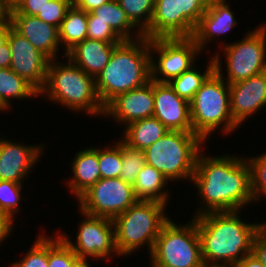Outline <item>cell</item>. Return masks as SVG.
Returning <instances> with one entry per match:
<instances>
[{
  "label": "cell",
  "instance_id": "31",
  "mask_svg": "<svg viewBox=\"0 0 266 267\" xmlns=\"http://www.w3.org/2000/svg\"><path fill=\"white\" fill-rule=\"evenodd\" d=\"M78 259L58 234L54 238L48 235V267H72Z\"/></svg>",
  "mask_w": 266,
  "mask_h": 267
},
{
  "label": "cell",
  "instance_id": "39",
  "mask_svg": "<svg viewBox=\"0 0 266 267\" xmlns=\"http://www.w3.org/2000/svg\"><path fill=\"white\" fill-rule=\"evenodd\" d=\"M252 253L266 267V222L261 223L255 233Z\"/></svg>",
  "mask_w": 266,
  "mask_h": 267
},
{
  "label": "cell",
  "instance_id": "8",
  "mask_svg": "<svg viewBox=\"0 0 266 267\" xmlns=\"http://www.w3.org/2000/svg\"><path fill=\"white\" fill-rule=\"evenodd\" d=\"M149 257L153 267H205L195 218L185 225L170 219L156 238Z\"/></svg>",
  "mask_w": 266,
  "mask_h": 267
},
{
  "label": "cell",
  "instance_id": "1",
  "mask_svg": "<svg viewBox=\"0 0 266 267\" xmlns=\"http://www.w3.org/2000/svg\"><path fill=\"white\" fill-rule=\"evenodd\" d=\"M200 197L193 217L209 213L241 210L255 203L251 190V169L246 158L199 153L192 178ZM202 207V208H201Z\"/></svg>",
  "mask_w": 266,
  "mask_h": 267
},
{
  "label": "cell",
  "instance_id": "18",
  "mask_svg": "<svg viewBox=\"0 0 266 267\" xmlns=\"http://www.w3.org/2000/svg\"><path fill=\"white\" fill-rule=\"evenodd\" d=\"M154 114L172 131L193 132L189 102L179 97L168 83L153 81Z\"/></svg>",
  "mask_w": 266,
  "mask_h": 267
},
{
  "label": "cell",
  "instance_id": "25",
  "mask_svg": "<svg viewBox=\"0 0 266 267\" xmlns=\"http://www.w3.org/2000/svg\"><path fill=\"white\" fill-rule=\"evenodd\" d=\"M121 141L127 146L145 150L169 130L155 117L144 118L124 126Z\"/></svg>",
  "mask_w": 266,
  "mask_h": 267
},
{
  "label": "cell",
  "instance_id": "7",
  "mask_svg": "<svg viewBox=\"0 0 266 267\" xmlns=\"http://www.w3.org/2000/svg\"><path fill=\"white\" fill-rule=\"evenodd\" d=\"M229 99V84L214 71L189 102L193 133L207 141L219 128L229 135L240 128L231 116Z\"/></svg>",
  "mask_w": 266,
  "mask_h": 267
},
{
  "label": "cell",
  "instance_id": "11",
  "mask_svg": "<svg viewBox=\"0 0 266 267\" xmlns=\"http://www.w3.org/2000/svg\"><path fill=\"white\" fill-rule=\"evenodd\" d=\"M149 49L151 80L158 83H168L195 66L202 53L192 37L149 39Z\"/></svg>",
  "mask_w": 266,
  "mask_h": 267
},
{
  "label": "cell",
  "instance_id": "27",
  "mask_svg": "<svg viewBox=\"0 0 266 267\" xmlns=\"http://www.w3.org/2000/svg\"><path fill=\"white\" fill-rule=\"evenodd\" d=\"M87 16V12L74 4L68 9L59 28L60 43L62 48H65L63 57H66V53L76 44L87 38Z\"/></svg>",
  "mask_w": 266,
  "mask_h": 267
},
{
  "label": "cell",
  "instance_id": "34",
  "mask_svg": "<svg viewBox=\"0 0 266 267\" xmlns=\"http://www.w3.org/2000/svg\"><path fill=\"white\" fill-rule=\"evenodd\" d=\"M251 169V190L255 203L266 197V152L256 157H246Z\"/></svg>",
  "mask_w": 266,
  "mask_h": 267
},
{
  "label": "cell",
  "instance_id": "30",
  "mask_svg": "<svg viewBox=\"0 0 266 267\" xmlns=\"http://www.w3.org/2000/svg\"><path fill=\"white\" fill-rule=\"evenodd\" d=\"M98 164L101 178H120L122 168V141L114 142L113 146L98 148Z\"/></svg>",
  "mask_w": 266,
  "mask_h": 267
},
{
  "label": "cell",
  "instance_id": "15",
  "mask_svg": "<svg viewBox=\"0 0 266 267\" xmlns=\"http://www.w3.org/2000/svg\"><path fill=\"white\" fill-rule=\"evenodd\" d=\"M153 80L136 89L115 96L104 106V117H113L116 124L125 126L135 121L153 117Z\"/></svg>",
  "mask_w": 266,
  "mask_h": 267
},
{
  "label": "cell",
  "instance_id": "47",
  "mask_svg": "<svg viewBox=\"0 0 266 267\" xmlns=\"http://www.w3.org/2000/svg\"><path fill=\"white\" fill-rule=\"evenodd\" d=\"M12 6H14L16 0H7Z\"/></svg>",
  "mask_w": 266,
  "mask_h": 267
},
{
  "label": "cell",
  "instance_id": "14",
  "mask_svg": "<svg viewBox=\"0 0 266 267\" xmlns=\"http://www.w3.org/2000/svg\"><path fill=\"white\" fill-rule=\"evenodd\" d=\"M5 38L11 50L10 68L39 93L44 87L50 60L11 25L7 28Z\"/></svg>",
  "mask_w": 266,
  "mask_h": 267
},
{
  "label": "cell",
  "instance_id": "44",
  "mask_svg": "<svg viewBox=\"0 0 266 267\" xmlns=\"http://www.w3.org/2000/svg\"><path fill=\"white\" fill-rule=\"evenodd\" d=\"M232 267H265L259 259L253 254H247L240 262Z\"/></svg>",
  "mask_w": 266,
  "mask_h": 267
},
{
  "label": "cell",
  "instance_id": "2",
  "mask_svg": "<svg viewBox=\"0 0 266 267\" xmlns=\"http://www.w3.org/2000/svg\"><path fill=\"white\" fill-rule=\"evenodd\" d=\"M240 212H209L194 217L205 267H232L252 253L253 239L261 223H245Z\"/></svg>",
  "mask_w": 266,
  "mask_h": 267
},
{
  "label": "cell",
  "instance_id": "26",
  "mask_svg": "<svg viewBox=\"0 0 266 267\" xmlns=\"http://www.w3.org/2000/svg\"><path fill=\"white\" fill-rule=\"evenodd\" d=\"M39 97V93L11 68H0V108L11 109L12 99ZM8 109V110H7Z\"/></svg>",
  "mask_w": 266,
  "mask_h": 267
},
{
  "label": "cell",
  "instance_id": "42",
  "mask_svg": "<svg viewBox=\"0 0 266 267\" xmlns=\"http://www.w3.org/2000/svg\"><path fill=\"white\" fill-rule=\"evenodd\" d=\"M110 0H74L73 4L87 12L90 13L95 8L101 7L103 4L108 3Z\"/></svg>",
  "mask_w": 266,
  "mask_h": 267
},
{
  "label": "cell",
  "instance_id": "19",
  "mask_svg": "<svg viewBox=\"0 0 266 267\" xmlns=\"http://www.w3.org/2000/svg\"><path fill=\"white\" fill-rule=\"evenodd\" d=\"M11 26L50 61L59 58V28L26 14H12Z\"/></svg>",
  "mask_w": 266,
  "mask_h": 267
},
{
  "label": "cell",
  "instance_id": "5",
  "mask_svg": "<svg viewBox=\"0 0 266 267\" xmlns=\"http://www.w3.org/2000/svg\"><path fill=\"white\" fill-rule=\"evenodd\" d=\"M166 206L156 201L137 200L125 212L112 219L119 256L132 255L147 244L150 255L156 238L171 219L165 213Z\"/></svg>",
  "mask_w": 266,
  "mask_h": 267
},
{
  "label": "cell",
  "instance_id": "45",
  "mask_svg": "<svg viewBox=\"0 0 266 267\" xmlns=\"http://www.w3.org/2000/svg\"><path fill=\"white\" fill-rule=\"evenodd\" d=\"M90 265L88 259H78L72 267H91Z\"/></svg>",
  "mask_w": 266,
  "mask_h": 267
},
{
  "label": "cell",
  "instance_id": "17",
  "mask_svg": "<svg viewBox=\"0 0 266 267\" xmlns=\"http://www.w3.org/2000/svg\"><path fill=\"white\" fill-rule=\"evenodd\" d=\"M230 113L240 126L266 105V71L229 85Z\"/></svg>",
  "mask_w": 266,
  "mask_h": 267
},
{
  "label": "cell",
  "instance_id": "43",
  "mask_svg": "<svg viewBox=\"0 0 266 267\" xmlns=\"http://www.w3.org/2000/svg\"><path fill=\"white\" fill-rule=\"evenodd\" d=\"M11 66V50L8 40L5 38L0 43V68H10Z\"/></svg>",
  "mask_w": 266,
  "mask_h": 267
},
{
  "label": "cell",
  "instance_id": "6",
  "mask_svg": "<svg viewBox=\"0 0 266 267\" xmlns=\"http://www.w3.org/2000/svg\"><path fill=\"white\" fill-rule=\"evenodd\" d=\"M203 143L193 132L169 130L143 150L145 163L160 171L169 183L185 179L191 183Z\"/></svg>",
  "mask_w": 266,
  "mask_h": 267
},
{
  "label": "cell",
  "instance_id": "46",
  "mask_svg": "<svg viewBox=\"0 0 266 267\" xmlns=\"http://www.w3.org/2000/svg\"><path fill=\"white\" fill-rule=\"evenodd\" d=\"M8 26H0V43L5 39Z\"/></svg>",
  "mask_w": 266,
  "mask_h": 267
},
{
  "label": "cell",
  "instance_id": "36",
  "mask_svg": "<svg viewBox=\"0 0 266 267\" xmlns=\"http://www.w3.org/2000/svg\"><path fill=\"white\" fill-rule=\"evenodd\" d=\"M72 4V0H51L43 7L36 17L45 23L60 28L62 20L65 18L67 11Z\"/></svg>",
  "mask_w": 266,
  "mask_h": 267
},
{
  "label": "cell",
  "instance_id": "32",
  "mask_svg": "<svg viewBox=\"0 0 266 267\" xmlns=\"http://www.w3.org/2000/svg\"><path fill=\"white\" fill-rule=\"evenodd\" d=\"M144 151L133 149L122 142V168L120 178L134 184L137 174L145 165Z\"/></svg>",
  "mask_w": 266,
  "mask_h": 267
},
{
  "label": "cell",
  "instance_id": "21",
  "mask_svg": "<svg viewBox=\"0 0 266 267\" xmlns=\"http://www.w3.org/2000/svg\"><path fill=\"white\" fill-rule=\"evenodd\" d=\"M121 42H103L86 38L66 53L67 59L96 78L109 62L114 48Z\"/></svg>",
  "mask_w": 266,
  "mask_h": 267
},
{
  "label": "cell",
  "instance_id": "40",
  "mask_svg": "<svg viewBox=\"0 0 266 267\" xmlns=\"http://www.w3.org/2000/svg\"><path fill=\"white\" fill-rule=\"evenodd\" d=\"M13 222L14 221L6 213L0 211V244L9 238L12 233L14 228Z\"/></svg>",
  "mask_w": 266,
  "mask_h": 267
},
{
  "label": "cell",
  "instance_id": "35",
  "mask_svg": "<svg viewBox=\"0 0 266 267\" xmlns=\"http://www.w3.org/2000/svg\"><path fill=\"white\" fill-rule=\"evenodd\" d=\"M32 247L11 267H48V235H38Z\"/></svg>",
  "mask_w": 266,
  "mask_h": 267
},
{
  "label": "cell",
  "instance_id": "38",
  "mask_svg": "<svg viewBox=\"0 0 266 267\" xmlns=\"http://www.w3.org/2000/svg\"><path fill=\"white\" fill-rule=\"evenodd\" d=\"M51 0H16L12 14L36 16Z\"/></svg>",
  "mask_w": 266,
  "mask_h": 267
},
{
  "label": "cell",
  "instance_id": "29",
  "mask_svg": "<svg viewBox=\"0 0 266 267\" xmlns=\"http://www.w3.org/2000/svg\"><path fill=\"white\" fill-rule=\"evenodd\" d=\"M130 22L143 34L150 26L155 0H117Z\"/></svg>",
  "mask_w": 266,
  "mask_h": 267
},
{
  "label": "cell",
  "instance_id": "4",
  "mask_svg": "<svg viewBox=\"0 0 266 267\" xmlns=\"http://www.w3.org/2000/svg\"><path fill=\"white\" fill-rule=\"evenodd\" d=\"M51 102L75 113L85 111L90 116H103L104 106L97 95L95 78L85 73L69 59L67 63L49 61L46 81L39 92Z\"/></svg>",
  "mask_w": 266,
  "mask_h": 267
},
{
  "label": "cell",
  "instance_id": "13",
  "mask_svg": "<svg viewBox=\"0 0 266 267\" xmlns=\"http://www.w3.org/2000/svg\"><path fill=\"white\" fill-rule=\"evenodd\" d=\"M83 215L76 236V242H72L65 232H59V236L76 253L79 259H108L113 255H118L115 245L114 225L112 219L86 214L79 210ZM85 216V217H84ZM70 239V240H69Z\"/></svg>",
  "mask_w": 266,
  "mask_h": 267
},
{
  "label": "cell",
  "instance_id": "22",
  "mask_svg": "<svg viewBox=\"0 0 266 267\" xmlns=\"http://www.w3.org/2000/svg\"><path fill=\"white\" fill-rule=\"evenodd\" d=\"M71 166L74 176L66 182L70 192L78 199L101 178L98 147L85 148L77 152Z\"/></svg>",
  "mask_w": 266,
  "mask_h": 267
},
{
  "label": "cell",
  "instance_id": "16",
  "mask_svg": "<svg viewBox=\"0 0 266 267\" xmlns=\"http://www.w3.org/2000/svg\"><path fill=\"white\" fill-rule=\"evenodd\" d=\"M0 137V180L24 184L22 180H27L29 172L39 162L45 145L30 146Z\"/></svg>",
  "mask_w": 266,
  "mask_h": 267
},
{
  "label": "cell",
  "instance_id": "33",
  "mask_svg": "<svg viewBox=\"0 0 266 267\" xmlns=\"http://www.w3.org/2000/svg\"><path fill=\"white\" fill-rule=\"evenodd\" d=\"M22 184L0 180V211L6 213L13 221L15 213L20 212Z\"/></svg>",
  "mask_w": 266,
  "mask_h": 267
},
{
  "label": "cell",
  "instance_id": "28",
  "mask_svg": "<svg viewBox=\"0 0 266 267\" xmlns=\"http://www.w3.org/2000/svg\"><path fill=\"white\" fill-rule=\"evenodd\" d=\"M198 66L191 67L183 72L180 76L171 79L168 84L173 91L181 98L190 102L196 92L201 88L206 79L215 71V63L213 57L209 59L206 70L202 73Z\"/></svg>",
  "mask_w": 266,
  "mask_h": 267
},
{
  "label": "cell",
  "instance_id": "23",
  "mask_svg": "<svg viewBox=\"0 0 266 267\" xmlns=\"http://www.w3.org/2000/svg\"><path fill=\"white\" fill-rule=\"evenodd\" d=\"M87 21L106 23L122 40H136L143 36L127 18L117 0H110L101 7L92 10L88 13Z\"/></svg>",
  "mask_w": 266,
  "mask_h": 267
},
{
  "label": "cell",
  "instance_id": "9",
  "mask_svg": "<svg viewBox=\"0 0 266 267\" xmlns=\"http://www.w3.org/2000/svg\"><path fill=\"white\" fill-rule=\"evenodd\" d=\"M240 41L230 44L220 43V50L225 55L227 78L223 77L221 53L213 56L215 71L230 85L259 75L266 71V24L255 27ZM223 46H222V45Z\"/></svg>",
  "mask_w": 266,
  "mask_h": 267
},
{
  "label": "cell",
  "instance_id": "37",
  "mask_svg": "<svg viewBox=\"0 0 266 267\" xmlns=\"http://www.w3.org/2000/svg\"><path fill=\"white\" fill-rule=\"evenodd\" d=\"M87 38L103 42H122L123 40L102 21H87Z\"/></svg>",
  "mask_w": 266,
  "mask_h": 267
},
{
  "label": "cell",
  "instance_id": "41",
  "mask_svg": "<svg viewBox=\"0 0 266 267\" xmlns=\"http://www.w3.org/2000/svg\"><path fill=\"white\" fill-rule=\"evenodd\" d=\"M13 6L7 0H0V26H10Z\"/></svg>",
  "mask_w": 266,
  "mask_h": 267
},
{
  "label": "cell",
  "instance_id": "20",
  "mask_svg": "<svg viewBox=\"0 0 266 267\" xmlns=\"http://www.w3.org/2000/svg\"><path fill=\"white\" fill-rule=\"evenodd\" d=\"M226 1L219 0L205 10L195 28L192 38L202 53L205 46L207 48V44L230 32L238 24L229 2L227 4Z\"/></svg>",
  "mask_w": 266,
  "mask_h": 267
},
{
  "label": "cell",
  "instance_id": "12",
  "mask_svg": "<svg viewBox=\"0 0 266 267\" xmlns=\"http://www.w3.org/2000/svg\"><path fill=\"white\" fill-rule=\"evenodd\" d=\"M76 201L79 210L86 214L113 219L130 208L137 198L132 184L121 178H100Z\"/></svg>",
  "mask_w": 266,
  "mask_h": 267
},
{
  "label": "cell",
  "instance_id": "3",
  "mask_svg": "<svg viewBox=\"0 0 266 267\" xmlns=\"http://www.w3.org/2000/svg\"><path fill=\"white\" fill-rule=\"evenodd\" d=\"M150 54L149 39L145 36L123 40L114 48L109 62L95 78L97 95L103 106L118 94L151 80Z\"/></svg>",
  "mask_w": 266,
  "mask_h": 267
},
{
  "label": "cell",
  "instance_id": "10",
  "mask_svg": "<svg viewBox=\"0 0 266 267\" xmlns=\"http://www.w3.org/2000/svg\"><path fill=\"white\" fill-rule=\"evenodd\" d=\"M219 0H155L148 39L192 37L205 10Z\"/></svg>",
  "mask_w": 266,
  "mask_h": 267
},
{
  "label": "cell",
  "instance_id": "24",
  "mask_svg": "<svg viewBox=\"0 0 266 267\" xmlns=\"http://www.w3.org/2000/svg\"><path fill=\"white\" fill-rule=\"evenodd\" d=\"M167 183V178L160 171L145 164L132 186L137 200L156 201L167 205L170 197L168 189H165Z\"/></svg>",
  "mask_w": 266,
  "mask_h": 267
}]
</instances>
